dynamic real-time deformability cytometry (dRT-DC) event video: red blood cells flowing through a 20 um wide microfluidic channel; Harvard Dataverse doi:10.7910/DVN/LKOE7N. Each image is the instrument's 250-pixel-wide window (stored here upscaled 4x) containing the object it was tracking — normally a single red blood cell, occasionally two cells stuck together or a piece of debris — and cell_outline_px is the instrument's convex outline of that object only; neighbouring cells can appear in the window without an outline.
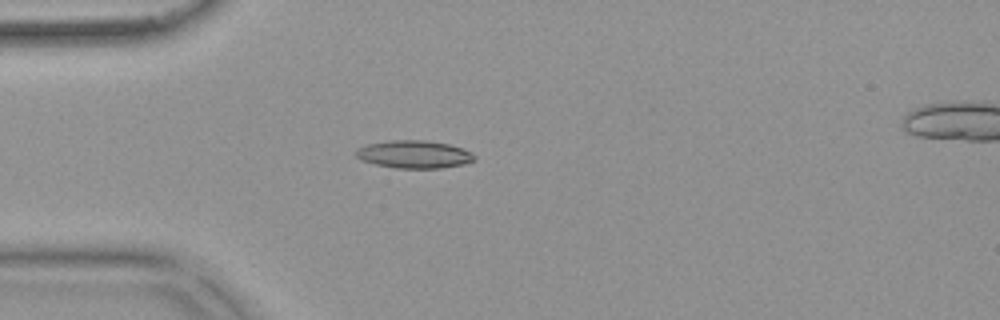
{"species": "common noctule bat (a hibernating species)", "species_latin": "Nyctalus noctula", "temperature_condition": "warm", "stored_images_in_passage": 54, "camera_frame_rate_fps": 3000, "um_per_image_px": 0.085, "animal": {"sex": "female", "body_mass_g": 18.4}, "frame": {"image": 1, "passage_image": 15, "time_ms": 4.667, "image_size_px": [1000, 320], "cell_outline_px": [[476, 160], [464, 164], [440, 168], [396, 168], [376, 164], [360, 160], [352, 152], [356, 148], [368, 144], [388, 140], [424, 140], [448, 144], [472, 152], [476, 156]], "centroid_in_image_um": [35.16, 13.12], "position_along_channel_um": 49.8, "area_um2": 19.31}}
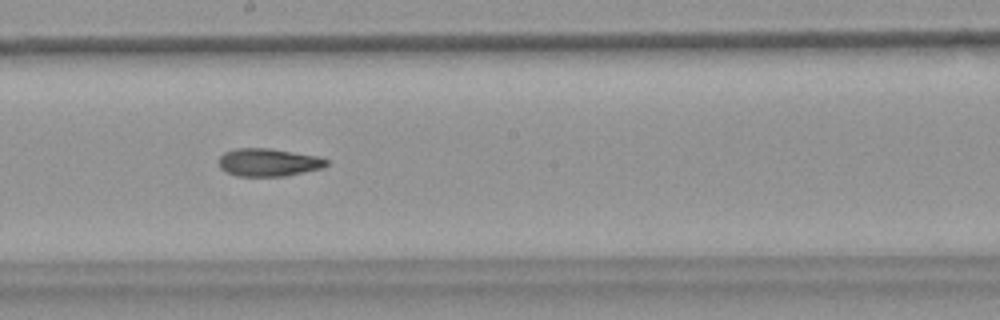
{"frame": {"image": 2, "passage_image": 30, "time_ms": 9.667, "image_size_px": [1000, 320], "cell_outline_px": [[328, 164], [324, 168], [284, 176], [236, 176], [224, 172], [220, 168], [216, 160], [224, 152], [236, 148], [268, 148], [316, 156], [328, 160]], "centroid_in_image_um": [22.75, 13.81], "position_along_channel_um": 225.4, "area_um2": 17.63}}
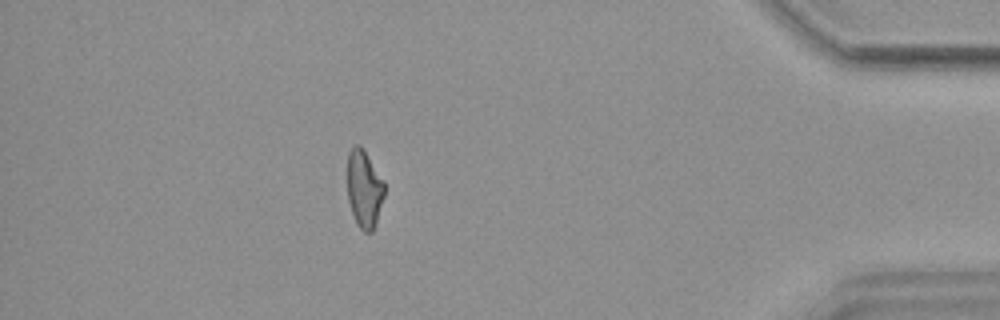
{"frame": {"image": 3, "passage_image": 48, "time_ms": 15.667, "image_size_px": [1000, 320], "cell_outline_px": [[384, 196], [376, 224], [372, 232], [364, 232], [356, 224], [348, 200], [348, 152], [356, 144], [360, 144], [364, 148], [384, 180]], "centroid_in_image_um": [30.97, 16.04], "position_along_channel_um": 404.2, "area_um2": 16.94}, "authors_computed_cell_mechanics": {"area_um2": 17.8313, "velocity_mm_per_s": 3.7511, "shape_relaxation_time_tau1_ms": null, "shape_relaxation_time_tau2_ms": 5.6475, "deformation_change_tau1": null, "deformation_change_tau2": 0.1447}}